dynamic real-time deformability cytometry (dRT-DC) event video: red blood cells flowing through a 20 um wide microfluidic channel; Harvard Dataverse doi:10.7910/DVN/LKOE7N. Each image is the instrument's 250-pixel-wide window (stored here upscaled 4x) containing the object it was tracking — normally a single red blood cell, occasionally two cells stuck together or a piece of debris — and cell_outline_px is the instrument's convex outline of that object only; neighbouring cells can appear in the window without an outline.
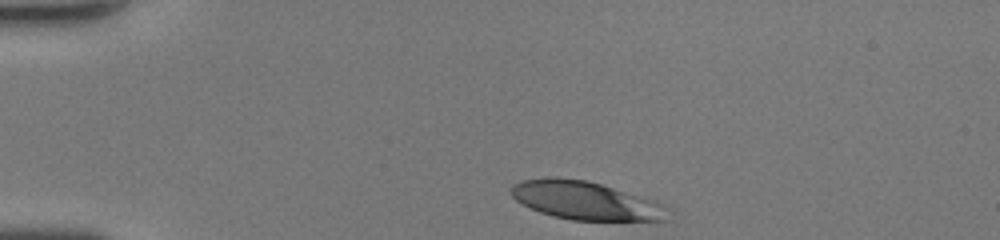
{"species": "human", "species_latin": "Homo sapiens", "temperature_condition": "room temperature", "stored_images_in_passage": 31, "camera_frame_rate_fps": 3000, "um_per_image_px": 0.085, "donor": {"sex": "female"}, "frame": {"image": 1, "passage_image": 1, "time_ms": 0.0, "image_size_px": [1000, 240], "cell_outline_px": [[664, 204], [660, 220], [572, 220], [552, 216], [540, 212], [516, 200], [512, 196], [512, 184], [520, 180], [544, 176], [552, 176], [588, 180], [656, 200]], "centroid_in_image_um": [49.65, 17.0], "position_along_channel_um": 35.4, "area_um2": 34.62}}
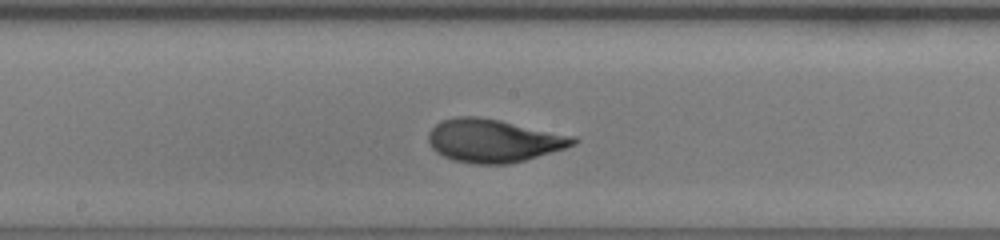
{"frame": {"image": 2, "passage_image": 17, "time_ms": 5.333, "image_size_px": [1000, 240], "cell_outline_px": [[580, 140], [576, 144], [564, 148], [524, 160], [508, 164], [472, 164], [452, 160], [436, 152], [432, 148], [428, 140], [428, 132], [440, 120], [456, 116], [476, 116], [500, 120], [576, 136]], "centroid_in_image_um": [41.94, 11.95], "position_along_channel_um": 206.3, "area_um2": 36.53}}
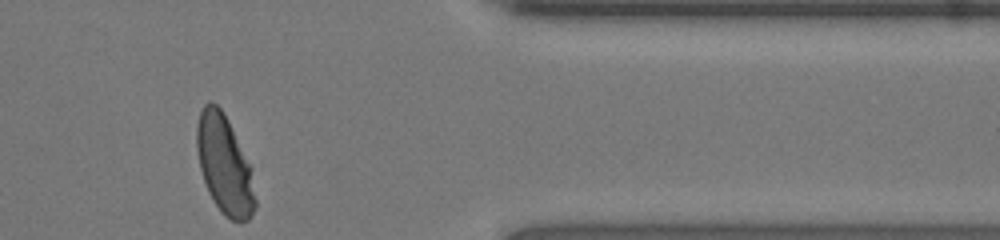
{"frame": {"image": 3, "passage_image": 31, "time_ms": 10.0, "image_size_px": [1000, 240], "cell_outline_px": [[256, 204], [252, 216], [248, 220], [240, 224], [224, 216], [220, 212], [212, 200], [208, 192], [200, 168], [196, 148], [196, 124], [200, 112], [204, 104], [208, 100], [212, 100], [224, 112], [252, 168], [256, 200]], "centroid_in_image_um": [19.08, 14.03], "position_along_channel_um": 392.3, "area_um2": 34.16}, "authors_computed_cell_mechanics": {"area_um2": 35.547, "velocity_mm_per_s": 4.36, "shape_relaxation_time_tau1_ms": 3.09, "shape_relaxation_time_tau2_ms": null, "deformation_change_tau1": 0.1804, "deformation_change_tau2": null}}